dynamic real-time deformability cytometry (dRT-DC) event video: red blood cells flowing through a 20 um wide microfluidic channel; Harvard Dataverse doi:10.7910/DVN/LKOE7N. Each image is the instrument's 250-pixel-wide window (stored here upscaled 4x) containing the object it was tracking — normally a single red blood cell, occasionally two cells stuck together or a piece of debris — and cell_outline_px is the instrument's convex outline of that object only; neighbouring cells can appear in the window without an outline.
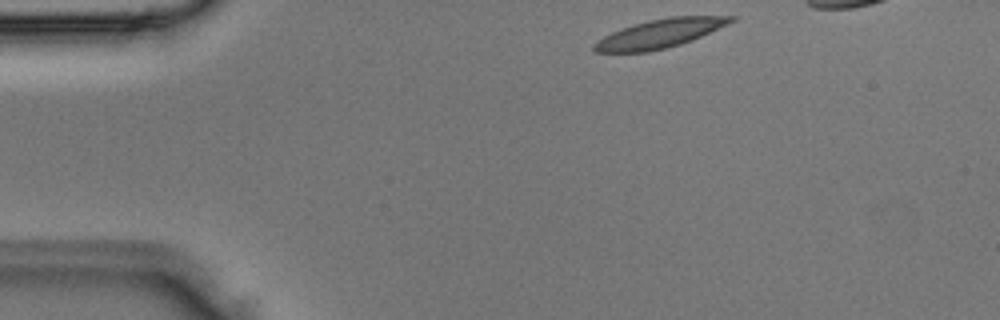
{"species": "Egyptian fruit bat (a non-hibernating species)", "species_latin": "Rousettus aegyptiacus", "temperature_condition": "room temperature", "stored_images_in_passage": 3, "segment_of_instrument_passage": [1, 2], "camera_frame_rate_fps": 3000, "um_per_image_px": 0.085, "animal": {"sex": "male"}, "frame": {"image": 1, "passage_image": 1, "time_ms": 0.0, "image_size_px": [1000, 320], "cell_outline_px": [[736, 20], [728, 24], [692, 40], [680, 44], [648, 52], [596, 52], [592, 48], [592, 44], [604, 36], [612, 32], [636, 24], [668, 16], [736, 16]], "centroid_in_image_um": [56.09, 2.85], "position_along_channel_um": 28.9, "area_um2": 22.54}}